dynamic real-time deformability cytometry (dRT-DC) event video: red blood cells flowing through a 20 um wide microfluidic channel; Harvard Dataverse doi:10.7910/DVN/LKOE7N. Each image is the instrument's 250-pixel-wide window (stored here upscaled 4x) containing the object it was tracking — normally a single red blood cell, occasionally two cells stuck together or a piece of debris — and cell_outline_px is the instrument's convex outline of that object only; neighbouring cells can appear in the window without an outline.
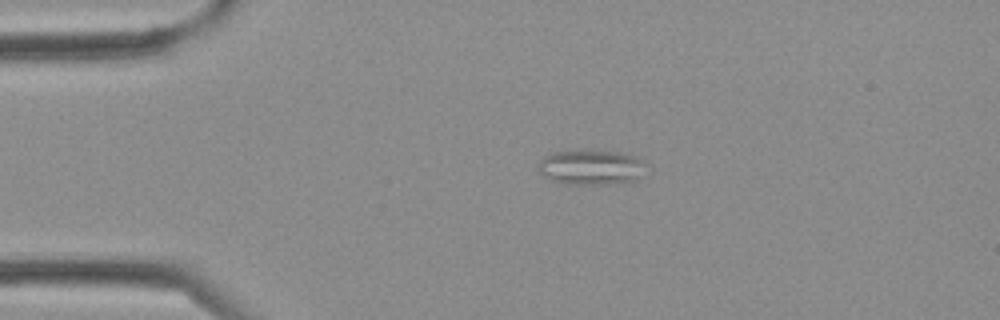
{"species": "Egyptian fruit bat (a non-hibernating species)", "species_latin": "Rousettus aegyptiacus", "temperature_condition": "cold", "stored_images_in_passage": 2, "camera_frame_rate_fps": 3000, "um_per_image_px": 0.085, "frame": {"image": 1, "passage_image": 1, "time_ms": 0.0, "image_size_px": [1000, 320], "cell_outline_px": [[648, 164], [636, 180], [608, 184], [560, 184], [544, 176], [536, 168], [536, 164], [544, 156], [552, 152], [580, 148], [584, 148], [624, 152], [636, 156]], "centroid_in_image_um": [50.21, 14.17], "position_along_channel_um": 34.8, "area_um2": 22.95}}